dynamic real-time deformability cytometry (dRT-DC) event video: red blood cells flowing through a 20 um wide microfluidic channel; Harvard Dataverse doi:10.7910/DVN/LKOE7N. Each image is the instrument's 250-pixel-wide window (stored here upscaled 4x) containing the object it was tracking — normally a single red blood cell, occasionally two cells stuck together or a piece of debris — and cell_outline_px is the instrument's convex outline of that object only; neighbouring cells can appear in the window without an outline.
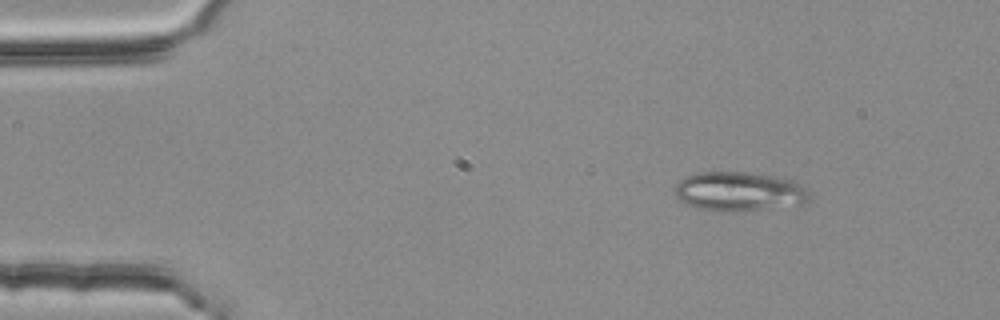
{"species": "common noctule bat (a hibernating species)", "species_latin": "Nyctalus noctula", "temperature_condition": "room temperature", "stored_images_in_passage": 52, "segment_of_instrument_passage": [1, 2], "camera_frame_rate_fps": 3000, "um_per_image_px": 0.085, "animal": {"sex": "female", "body_mass_g": 25.1}, "frame": {"image": 1, "passage_image": 5, "time_ms": 1.333, "image_size_px": [1000, 320], "cell_outline_px": [[808, 200], [800, 204], [724, 212], [696, 208], [684, 204], [676, 196], [676, 184], [684, 176], [700, 172], [744, 172], [776, 176], [792, 180], [800, 184], [808, 192]], "centroid_in_image_um": [62.76, 16.26], "position_along_channel_um": 22.2, "area_um2": 30.4}}